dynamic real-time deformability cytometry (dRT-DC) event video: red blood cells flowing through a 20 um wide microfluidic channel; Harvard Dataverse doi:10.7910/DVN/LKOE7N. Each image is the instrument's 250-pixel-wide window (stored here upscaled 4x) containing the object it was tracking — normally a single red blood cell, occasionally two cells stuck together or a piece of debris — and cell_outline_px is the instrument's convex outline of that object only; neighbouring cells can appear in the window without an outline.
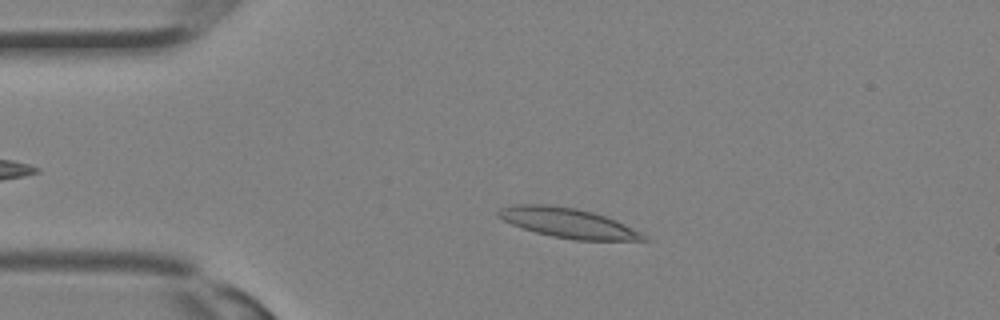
{"species": "Egyptian fruit bat (a non-hibernating species)", "species_latin": "Rousettus aegyptiacus", "temperature_condition": "room temperature", "stored_images_in_passage": 31, "camera_frame_rate_fps": 3000, "um_per_image_px": 0.085, "animal": {"sex": "female"}, "frame": {"image": 1, "passage_image": 6, "time_ms": 1.667, "image_size_px": [1000, 320], "cell_outline_px": [[648, 240], [576, 240], [552, 236], [536, 232], [512, 224], [496, 216], [496, 212], [500, 208], [512, 204], [548, 204], [576, 208], [592, 212], [616, 220], [648, 236]], "centroid_in_image_um": [48.25, 18.93], "position_along_channel_um": 36.8, "area_um2": 25.03}}
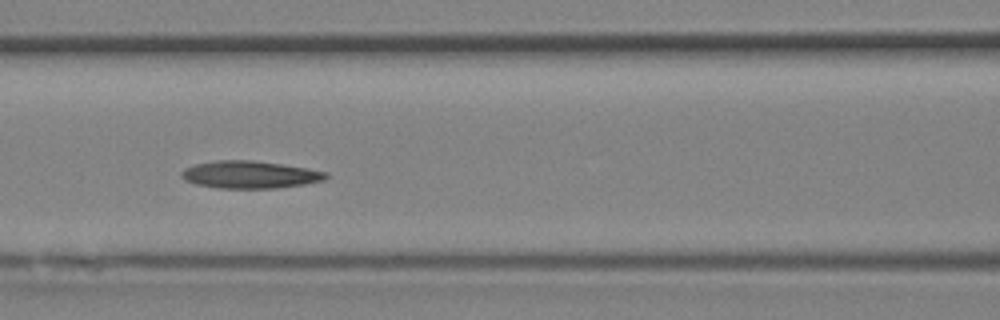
{"frame": {"image": 2, "passage_image": 13, "time_ms": 4.0, "image_size_px": [1000, 320], "cell_outline_px": [[328, 176], [324, 180], [304, 184], [276, 188], [216, 188], [196, 184], [184, 180], [180, 176], [180, 172], [184, 168], [196, 164], [216, 160], [252, 160], [308, 168], [328, 172]], "centroid_in_image_um": [21.21, 14.84], "position_along_channel_um": 145.4, "area_um2": 23.12}}
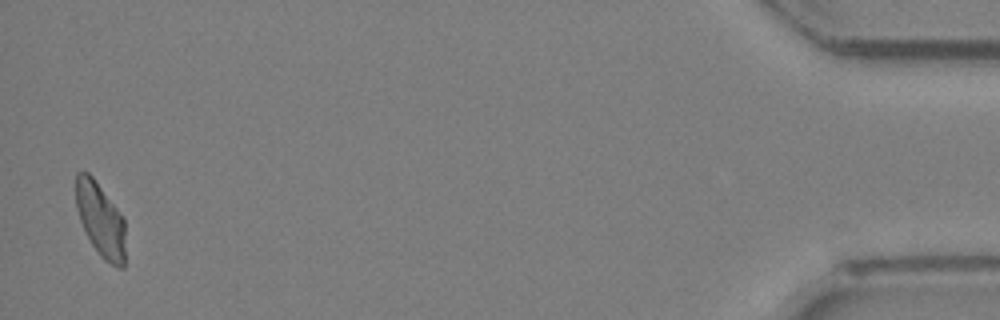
{"frame": {"image": 3, "passage_image": 31, "time_ms": 10.0, "image_size_px": [1000, 320], "cell_outline_px": [[124, 268], [116, 268], [104, 260], [100, 256], [92, 244], [80, 220], [76, 208], [76, 172], [88, 172], [92, 176], [124, 216]], "centroid_in_image_um": [8.55, 18.68], "position_along_channel_um": 426.6, "area_um2": 21.33}}